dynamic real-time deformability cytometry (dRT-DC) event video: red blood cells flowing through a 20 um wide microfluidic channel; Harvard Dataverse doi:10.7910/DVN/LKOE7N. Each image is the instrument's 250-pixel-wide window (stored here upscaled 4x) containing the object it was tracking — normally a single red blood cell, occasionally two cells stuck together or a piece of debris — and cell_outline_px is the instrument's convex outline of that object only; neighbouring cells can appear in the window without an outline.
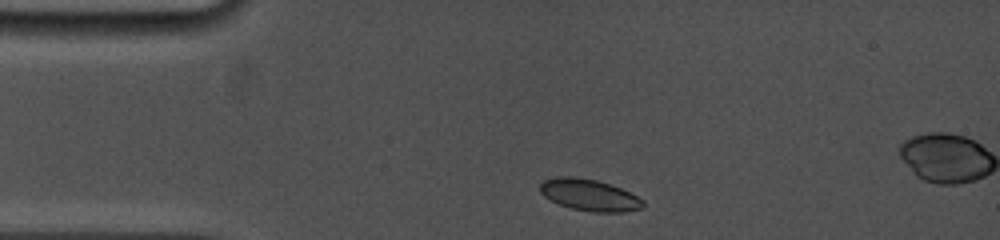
{"species": "common noctule bat (a hibernating species)", "species_latin": "Nyctalus noctula", "temperature_condition": "cold", "stored_images_in_passage": 15, "camera_frame_rate_fps": 5000, "um_per_image_px": 0.085, "animal": {"sex": "female", "body_mass_g": 19.0, "forearm_length_mm": 53.3}, "frame": {"image": 1, "passage_image": 2, "time_ms": 0.6, "image_size_px": [1000, 240], "cell_outline_px": [[644, 208], [624, 212], [592, 212], [572, 208], [560, 204], [544, 196], [540, 192], [540, 184], [544, 180], [560, 176], [576, 176], [596, 180], [612, 184], [644, 200]], "centroid_in_image_um": [50.12, 16.57], "position_along_channel_um": 34.9, "area_um2": 18.96}}
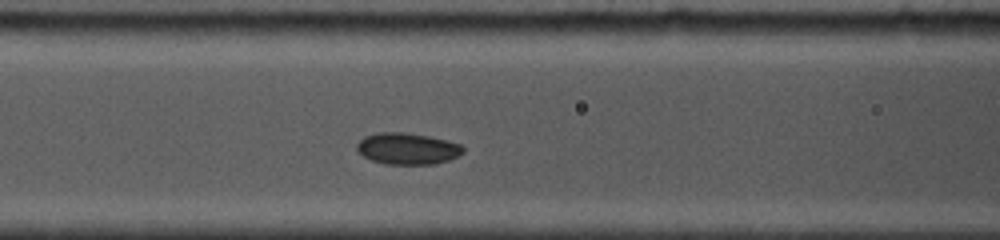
{"frame": {"image": 2, "passage_image": 9, "time_ms": 4.0, "image_size_px": [1000, 240], "cell_outline_px": [[464, 152], [448, 160], [436, 164], [384, 164], [372, 160], [364, 156], [356, 148], [356, 144], [364, 136], [380, 132], [404, 132], [428, 136], [460, 144], [464, 148]], "centroid_in_image_um": [34.61, 12.63], "position_along_channel_um": 132.0, "area_um2": 19.36}}
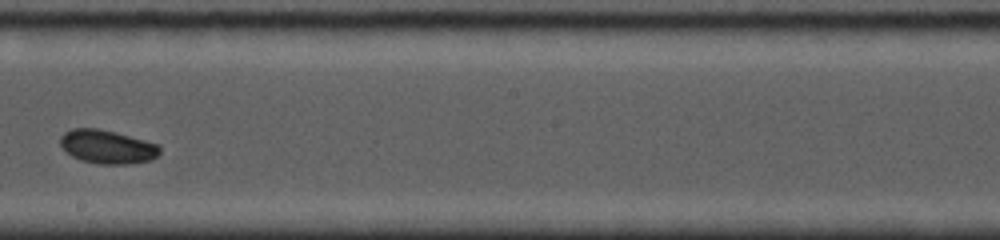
{"frame": {"image": 3, "passage_image": 14, "time_ms": 6.8, "image_size_px": [1000, 240], "cell_outline_px": [[160, 152], [152, 160], [124, 164], [100, 164], [80, 160], [72, 156], [60, 144], [60, 136], [64, 132], [72, 128], [100, 128], [144, 140], [156, 144], [160, 148]], "centroid_in_image_um": [9.09, 12.47], "position_along_channel_um": 239.1, "area_um2": 19.36}}